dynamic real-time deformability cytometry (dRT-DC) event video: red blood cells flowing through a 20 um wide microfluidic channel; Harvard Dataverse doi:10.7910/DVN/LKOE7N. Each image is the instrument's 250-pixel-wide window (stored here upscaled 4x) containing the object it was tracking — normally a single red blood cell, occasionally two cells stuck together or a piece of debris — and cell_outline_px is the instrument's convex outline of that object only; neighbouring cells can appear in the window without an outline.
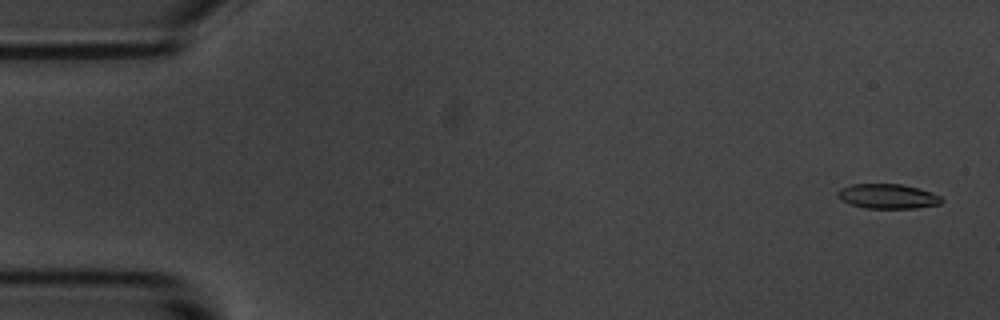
{"species": "common noctule bat (a hibernating species)", "species_latin": "Nyctalus noctula", "temperature_condition": "room temperature", "stored_images_in_passage": 5, "camera_frame_rate_fps": 3000, "um_per_image_px": 0.085, "animal": {"sex": "male", "body_mass_g": 20.1, "forearm_length_mm": 53.5}, "frame": {"image": 1, "passage_image": 1, "time_ms": 0.0, "image_size_px": [1000, 320], "cell_outline_px": [[944, 200], [940, 204], [916, 208], [864, 208], [840, 200], [836, 192], [840, 188], [852, 184], [900, 184], [916, 188], [940, 196]], "centroid_in_image_um": [75.42, 16.69], "position_along_channel_um": 9.6, "area_um2": 14.8}}
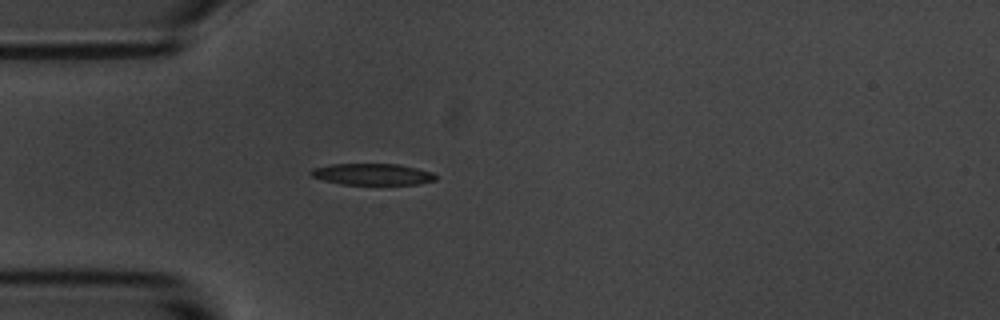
{"frame": {"image": 2, "passage_image": 5, "time_ms": 4.667, "image_size_px": [1000, 320], "cell_outline_px": [[436, 180], [416, 184], [340, 184], [324, 180], [312, 176], [308, 172], [312, 168], [332, 164], [400, 164], [432, 172], [436, 176]], "centroid_in_image_um": [31.63, 14.8], "position_along_channel_um": 53.4, "area_um2": 15.49}}